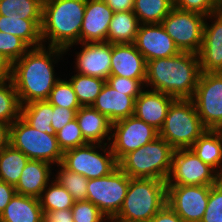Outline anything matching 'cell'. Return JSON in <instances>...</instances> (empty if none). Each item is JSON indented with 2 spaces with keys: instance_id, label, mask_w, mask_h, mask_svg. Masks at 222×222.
I'll list each match as a JSON object with an SVG mask.
<instances>
[{
  "instance_id": "19",
  "label": "cell",
  "mask_w": 222,
  "mask_h": 222,
  "mask_svg": "<svg viewBox=\"0 0 222 222\" xmlns=\"http://www.w3.org/2000/svg\"><path fill=\"white\" fill-rule=\"evenodd\" d=\"M147 61L134 43L112 44L110 75L146 79Z\"/></svg>"
},
{
  "instance_id": "35",
  "label": "cell",
  "mask_w": 222,
  "mask_h": 222,
  "mask_svg": "<svg viewBox=\"0 0 222 222\" xmlns=\"http://www.w3.org/2000/svg\"><path fill=\"white\" fill-rule=\"evenodd\" d=\"M58 166L60 170L55 177L56 181L71 194L75 202L86 201L88 179L81 174L67 170L61 164Z\"/></svg>"
},
{
  "instance_id": "9",
  "label": "cell",
  "mask_w": 222,
  "mask_h": 222,
  "mask_svg": "<svg viewBox=\"0 0 222 222\" xmlns=\"http://www.w3.org/2000/svg\"><path fill=\"white\" fill-rule=\"evenodd\" d=\"M129 182L130 177L119 167L107 176L88 179L87 201L97 206L111 221L122 207Z\"/></svg>"
},
{
  "instance_id": "12",
  "label": "cell",
  "mask_w": 222,
  "mask_h": 222,
  "mask_svg": "<svg viewBox=\"0 0 222 222\" xmlns=\"http://www.w3.org/2000/svg\"><path fill=\"white\" fill-rule=\"evenodd\" d=\"M192 100L204 127L222 130V72L201 73Z\"/></svg>"
},
{
  "instance_id": "16",
  "label": "cell",
  "mask_w": 222,
  "mask_h": 222,
  "mask_svg": "<svg viewBox=\"0 0 222 222\" xmlns=\"http://www.w3.org/2000/svg\"><path fill=\"white\" fill-rule=\"evenodd\" d=\"M82 50L76 57L77 73L106 80L111 71L112 44L109 42L78 43Z\"/></svg>"
},
{
  "instance_id": "26",
  "label": "cell",
  "mask_w": 222,
  "mask_h": 222,
  "mask_svg": "<svg viewBox=\"0 0 222 222\" xmlns=\"http://www.w3.org/2000/svg\"><path fill=\"white\" fill-rule=\"evenodd\" d=\"M140 22L133 11L114 12L109 24L107 42L134 43Z\"/></svg>"
},
{
  "instance_id": "34",
  "label": "cell",
  "mask_w": 222,
  "mask_h": 222,
  "mask_svg": "<svg viewBox=\"0 0 222 222\" xmlns=\"http://www.w3.org/2000/svg\"><path fill=\"white\" fill-rule=\"evenodd\" d=\"M20 115L21 104L12 80L0 82V121L12 124Z\"/></svg>"
},
{
  "instance_id": "5",
  "label": "cell",
  "mask_w": 222,
  "mask_h": 222,
  "mask_svg": "<svg viewBox=\"0 0 222 222\" xmlns=\"http://www.w3.org/2000/svg\"><path fill=\"white\" fill-rule=\"evenodd\" d=\"M174 149L162 137L126 154L118 167L130 178H152L166 181L172 162Z\"/></svg>"
},
{
  "instance_id": "48",
  "label": "cell",
  "mask_w": 222,
  "mask_h": 222,
  "mask_svg": "<svg viewBox=\"0 0 222 222\" xmlns=\"http://www.w3.org/2000/svg\"><path fill=\"white\" fill-rule=\"evenodd\" d=\"M13 63L0 52V82L12 79Z\"/></svg>"
},
{
  "instance_id": "40",
  "label": "cell",
  "mask_w": 222,
  "mask_h": 222,
  "mask_svg": "<svg viewBox=\"0 0 222 222\" xmlns=\"http://www.w3.org/2000/svg\"><path fill=\"white\" fill-rule=\"evenodd\" d=\"M201 222H222V181L210 188L208 204Z\"/></svg>"
},
{
  "instance_id": "39",
  "label": "cell",
  "mask_w": 222,
  "mask_h": 222,
  "mask_svg": "<svg viewBox=\"0 0 222 222\" xmlns=\"http://www.w3.org/2000/svg\"><path fill=\"white\" fill-rule=\"evenodd\" d=\"M74 222H103L108 218L90 201H77L71 208Z\"/></svg>"
},
{
  "instance_id": "14",
  "label": "cell",
  "mask_w": 222,
  "mask_h": 222,
  "mask_svg": "<svg viewBox=\"0 0 222 222\" xmlns=\"http://www.w3.org/2000/svg\"><path fill=\"white\" fill-rule=\"evenodd\" d=\"M212 185H167L166 203L184 222H201Z\"/></svg>"
},
{
  "instance_id": "7",
  "label": "cell",
  "mask_w": 222,
  "mask_h": 222,
  "mask_svg": "<svg viewBox=\"0 0 222 222\" xmlns=\"http://www.w3.org/2000/svg\"><path fill=\"white\" fill-rule=\"evenodd\" d=\"M10 145L32 160L59 165L63 158L56 135L32 128L21 117L11 124Z\"/></svg>"
},
{
  "instance_id": "21",
  "label": "cell",
  "mask_w": 222,
  "mask_h": 222,
  "mask_svg": "<svg viewBox=\"0 0 222 222\" xmlns=\"http://www.w3.org/2000/svg\"><path fill=\"white\" fill-rule=\"evenodd\" d=\"M135 98L109 86H103L92 107L112 123L134 114Z\"/></svg>"
},
{
  "instance_id": "46",
  "label": "cell",
  "mask_w": 222,
  "mask_h": 222,
  "mask_svg": "<svg viewBox=\"0 0 222 222\" xmlns=\"http://www.w3.org/2000/svg\"><path fill=\"white\" fill-rule=\"evenodd\" d=\"M16 193L15 186L0 180V214Z\"/></svg>"
},
{
  "instance_id": "42",
  "label": "cell",
  "mask_w": 222,
  "mask_h": 222,
  "mask_svg": "<svg viewBox=\"0 0 222 222\" xmlns=\"http://www.w3.org/2000/svg\"><path fill=\"white\" fill-rule=\"evenodd\" d=\"M216 0H174V7L209 16L214 12Z\"/></svg>"
},
{
  "instance_id": "27",
  "label": "cell",
  "mask_w": 222,
  "mask_h": 222,
  "mask_svg": "<svg viewBox=\"0 0 222 222\" xmlns=\"http://www.w3.org/2000/svg\"><path fill=\"white\" fill-rule=\"evenodd\" d=\"M42 20H24L0 15V31L20 37L31 48L43 46L41 38Z\"/></svg>"
},
{
  "instance_id": "13",
  "label": "cell",
  "mask_w": 222,
  "mask_h": 222,
  "mask_svg": "<svg viewBox=\"0 0 222 222\" xmlns=\"http://www.w3.org/2000/svg\"><path fill=\"white\" fill-rule=\"evenodd\" d=\"M114 129V130H113ZM110 145L117 162L126 154L146 145L159 136V131L132 115L112 123Z\"/></svg>"
},
{
  "instance_id": "6",
  "label": "cell",
  "mask_w": 222,
  "mask_h": 222,
  "mask_svg": "<svg viewBox=\"0 0 222 222\" xmlns=\"http://www.w3.org/2000/svg\"><path fill=\"white\" fill-rule=\"evenodd\" d=\"M207 129L202 124L192 99H175L168 110L159 136L174 150L191 148Z\"/></svg>"
},
{
  "instance_id": "31",
  "label": "cell",
  "mask_w": 222,
  "mask_h": 222,
  "mask_svg": "<svg viewBox=\"0 0 222 222\" xmlns=\"http://www.w3.org/2000/svg\"><path fill=\"white\" fill-rule=\"evenodd\" d=\"M44 0H0V15L24 20H42Z\"/></svg>"
},
{
  "instance_id": "22",
  "label": "cell",
  "mask_w": 222,
  "mask_h": 222,
  "mask_svg": "<svg viewBox=\"0 0 222 222\" xmlns=\"http://www.w3.org/2000/svg\"><path fill=\"white\" fill-rule=\"evenodd\" d=\"M76 120L88 143L108 144L111 140L112 122L92 106H81L76 113ZM110 133V135H108Z\"/></svg>"
},
{
  "instance_id": "1",
  "label": "cell",
  "mask_w": 222,
  "mask_h": 222,
  "mask_svg": "<svg viewBox=\"0 0 222 222\" xmlns=\"http://www.w3.org/2000/svg\"><path fill=\"white\" fill-rule=\"evenodd\" d=\"M47 47V50L45 44L37 48L32 47L13 63L11 80L21 105L47 100L54 85L60 80L55 77L53 62L66 51L57 47Z\"/></svg>"
},
{
  "instance_id": "50",
  "label": "cell",
  "mask_w": 222,
  "mask_h": 222,
  "mask_svg": "<svg viewBox=\"0 0 222 222\" xmlns=\"http://www.w3.org/2000/svg\"><path fill=\"white\" fill-rule=\"evenodd\" d=\"M213 13L222 17V0H216Z\"/></svg>"
},
{
  "instance_id": "44",
  "label": "cell",
  "mask_w": 222,
  "mask_h": 222,
  "mask_svg": "<svg viewBox=\"0 0 222 222\" xmlns=\"http://www.w3.org/2000/svg\"><path fill=\"white\" fill-rule=\"evenodd\" d=\"M43 222H74L71 209L43 211Z\"/></svg>"
},
{
  "instance_id": "10",
  "label": "cell",
  "mask_w": 222,
  "mask_h": 222,
  "mask_svg": "<svg viewBox=\"0 0 222 222\" xmlns=\"http://www.w3.org/2000/svg\"><path fill=\"white\" fill-rule=\"evenodd\" d=\"M205 20L207 18L203 14L173 7L161 24L180 52L198 54L203 42Z\"/></svg>"
},
{
  "instance_id": "36",
  "label": "cell",
  "mask_w": 222,
  "mask_h": 222,
  "mask_svg": "<svg viewBox=\"0 0 222 222\" xmlns=\"http://www.w3.org/2000/svg\"><path fill=\"white\" fill-rule=\"evenodd\" d=\"M47 101L54 106L69 109H79L81 107L77 95L68 80L60 79L51 90Z\"/></svg>"
},
{
  "instance_id": "24",
  "label": "cell",
  "mask_w": 222,
  "mask_h": 222,
  "mask_svg": "<svg viewBox=\"0 0 222 222\" xmlns=\"http://www.w3.org/2000/svg\"><path fill=\"white\" fill-rule=\"evenodd\" d=\"M0 222H43L39 198L15 193L0 214Z\"/></svg>"
},
{
  "instance_id": "49",
  "label": "cell",
  "mask_w": 222,
  "mask_h": 222,
  "mask_svg": "<svg viewBox=\"0 0 222 222\" xmlns=\"http://www.w3.org/2000/svg\"><path fill=\"white\" fill-rule=\"evenodd\" d=\"M11 124L0 121V151L10 145Z\"/></svg>"
},
{
  "instance_id": "17",
  "label": "cell",
  "mask_w": 222,
  "mask_h": 222,
  "mask_svg": "<svg viewBox=\"0 0 222 222\" xmlns=\"http://www.w3.org/2000/svg\"><path fill=\"white\" fill-rule=\"evenodd\" d=\"M214 17V18H213ZM215 21L204 23L203 42L198 53L201 73L222 72V17L212 13L206 16Z\"/></svg>"
},
{
  "instance_id": "29",
  "label": "cell",
  "mask_w": 222,
  "mask_h": 222,
  "mask_svg": "<svg viewBox=\"0 0 222 222\" xmlns=\"http://www.w3.org/2000/svg\"><path fill=\"white\" fill-rule=\"evenodd\" d=\"M29 158L11 145L0 151V180L16 186Z\"/></svg>"
},
{
  "instance_id": "23",
  "label": "cell",
  "mask_w": 222,
  "mask_h": 222,
  "mask_svg": "<svg viewBox=\"0 0 222 222\" xmlns=\"http://www.w3.org/2000/svg\"><path fill=\"white\" fill-rule=\"evenodd\" d=\"M51 167L48 162L29 159L15 186L16 193L39 198L49 184Z\"/></svg>"
},
{
  "instance_id": "2",
  "label": "cell",
  "mask_w": 222,
  "mask_h": 222,
  "mask_svg": "<svg viewBox=\"0 0 222 222\" xmlns=\"http://www.w3.org/2000/svg\"><path fill=\"white\" fill-rule=\"evenodd\" d=\"M200 74L198 54L179 52L147 61L145 86L175 99H192Z\"/></svg>"
},
{
  "instance_id": "15",
  "label": "cell",
  "mask_w": 222,
  "mask_h": 222,
  "mask_svg": "<svg viewBox=\"0 0 222 222\" xmlns=\"http://www.w3.org/2000/svg\"><path fill=\"white\" fill-rule=\"evenodd\" d=\"M134 44L146 61L169 58L180 52L162 24H140Z\"/></svg>"
},
{
  "instance_id": "4",
  "label": "cell",
  "mask_w": 222,
  "mask_h": 222,
  "mask_svg": "<svg viewBox=\"0 0 222 222\" xmlns=\"http://www.w3.org/2000/svg\"><path fill=\"white\" fill-rule=\"evenodd\" d=\"M166 200V181L130 178L122 207L110 222H149Z\"/></svg>"
},
{
  "instance_id": "3",
  "label": "cell",
  "mask_w": 222,
  "mask_h": 222,
  "mask_svg": "<svg viewBox=\"0 0 222 222\" xmlns=\"http://www.w3.org/2000/svg\"><path fill=\"white\" fill-rule=\"evenodd\" d=\"M86 0H44L41 38L50 47L69 51L80 43ZM76 43V44H75Z\"/></svg>"
},
{
  "instance_id": "33",
  "label": "cell",
  "mask_w": 222,
  "mask_h": 222,
  "mask_svg": "<svg viewBox=\"0 0 222 222\" xmlns=\"http://www.w3.org/2000/svg\"><path fill=\"white\" fill-rule=\"evenodd\" d=\"M50 182L39 197L43 211L71 209L75 203L71 194L56 179Z\"/></svg>"
},
{
  "instance_id": "28",
  "label": "cell",
  "mask_w": 222,
  "mask_h": 222,
  "mask_svg": "<svg viewBox=\"0 0 222 222\" xmlns=\"http://www.w3.org/2000/svg\"><path fill=\"white\" fill-rule=\"evenodd\" d=\"M52 113L53 105L47 100H42L21 105L20 117L32 128L56 135L51 126Z\"/></svg>"
},
{
  "instance_id": "41",
  "label": "cell",
  "mask_w": 222,
  "mask_h": 222,
  "mask_svg": "<svg viewBox=\"0 0 222 222\" xmlns=\"http://www.w3.org/2000/svg\"><path fill=\"white\" fill-rule=\"evenodd\" d=\"M106 83L116 90L127 92V95L133 96L135 99L141 94L145 86V80L131 79L116 75H110L106 79Z\"/></svg>"
},
{
  "instance_id": "43",
  "label": "cell",
  "mask_w": 222,
  "mask_h": 222,
  "mask_svg": "<svg viewBox=\"0 0 222 222\" xmlns=\"http://www.w3.org/2000/svg\"><path fill=\"white\" fill-rule=\"evenodd\" d=\"M78 110L79 109H69L53 105L51 126L55 133L62 129L67 123L76 119V113Z\"/></svg>"
},
{
  "instance_id": "8",
  "label": "cell",
  "mask_w": 222,
  "mask_h": 222,
  "mask_svg": "<svg viewBox=\"0 0 222 222\" xmlns=\"http://www.w3.org/2000/svg\"><path fill=\"white\" fill-rule=\"evenodd\" d=\"M97 145V146H96ZM87 143L63 152L61 165L67 170L78 173L87 179L109 175L118 167V162L107 144ZM107 146L108 149L105 147ZM100 147L104 155L96 149Z\"/></svg>"
},
{
  "instance_id": "47",
  "label": "cell",
  "mask_w": 222,
  "mask_h": 222,
  "mask_svg": "<svg viewBox=\"0 0 222 222\" xmlns=\"http://www.w3.org/2000/svg\"><path fill=\"white\" fill-rule=\"evenodd\" d=\"M113 12L133 11L134 0H103Z\"/></svg>"
},
{
  "instance_id": "38",
  "label": "cell",
  "mask_w": 222,
  "mask_h": 222,
  "mask_svg": "<svg viewBox=\"0 0 222 222\" xmlns=\"http://www.w3.org/2000/svg\"><path fill=\"white\" fill-rule=\"evenodd\" d=\"M30 48L20 37L0 31V52L12 63L20 59Z\"/></svg>"
},
{
  "instance_id": "11",
  "label": "cell",
  "mask_w": 222,
  "mask_h": 222,
  "mask_svg": "<svg viewBox=\"0 0 222 222\" xmlns=\"http://www.w3.org/2000/svg\"><path fill=\"white\" fill-rule=\"evenodd\" d=\"M221 175L204 163L191 148L177 149L172 154L167 185H215Z\"/></svg>"
},
{
  "instance_id": "30",
  "label": "cell",
  "mask_w": 222,
  "mask_h": 222,
  "mask_svg": "<svg viewBox=\"0 0 222 222\" xmlns=\"http://www.w3.org/2000/svg\"><path fill=\"white\" fill-rule=\"evenodd\" d=\"M174 7V0H134L133 12L140 24H161Z\"/></svg>"
},
{
  "instance_id": "20",
  "label": "cell",
  "mask_w": 222,
  "mask_h": 222,
  "mask_svg": "<svg viewBox=\"0 0 222 222\" xmlns=\"http://www.w3.org/2000/svg\"><path fill=\"white\" fill-rule=\"evenodd\" d=\"M174 100L175 98L159 91L143 90L135 99L133 115L159 131Z\"/></svg>"
},
{
  "instance_id": "18",
  "label": "cell",
  "mask_w": 222,
  "mask_h": 222,
  "mask_svg": "<svg viewBox=\"0 0 222 222\" xmlns=\"http://www.w3.org/2000/svg\"><path fill=\"white\" fill-rule=\"evenodd\" d=\"M113 10L103 0H86L80 43L107 42Z\"/></svg>"
},
{
  "instance_id": "25",
  "label": "cell",
  "mask_w": 222,
  "mask_h": 222,
  "mask_svg": "<svg viewBox=\"0 0 222 222\" xmlns=\"http://www.w3.org/2000/svg\"><path fill=\"white\" fill-rule=\"evenodd\" d=\"M191 149L204 163L222 174V130L207 129Z\"/></svg>"
},
{
  "instance_id": "37",
  "label": "cell",
  "mask_w": 222,
  "mask_h": 222,
  "mask_svg": "<svg viewBox=\"0 0 222 222\" xmlns=\"http://www.w3.org/2000/svg\"><path fill=\"white\" fill-rule=\"evenodd\" d=\"M56 139L60 149L67 150L83 146L88 142L84 139L76 119L67 123L62 129L56 132Z\"/></svg>"
},
{
  "instance_id": "32",
  "label": "cell",
  "mask_w": 222,
  "mask_h": 222,
  "mask_svg": "<svg viewBox=\"0 0 222 222\" xmlns=\"http://www.w3.org/2000/svg\"><path fill=\"white\" fill-rule=\"evenodd\" d=\"M69 82L77 95L80 105L92 106L105 85L106 80L77 73L69 79Z\"/></svg>"
},
{
  "instance_id": "45",
  "label": "cell",
  "mask_w": 222,
  "mask_h": 222,
  "mask_svg": "<svg viewBox=\"0 0 222 222\" xmlns=\"http://www.w3.org/2000/svg\"><path fill=\"white\" fill-rule=\"evenodd\" d=\"M149 222H184L166 203Z\"/></svg>"
}]
</instances>
